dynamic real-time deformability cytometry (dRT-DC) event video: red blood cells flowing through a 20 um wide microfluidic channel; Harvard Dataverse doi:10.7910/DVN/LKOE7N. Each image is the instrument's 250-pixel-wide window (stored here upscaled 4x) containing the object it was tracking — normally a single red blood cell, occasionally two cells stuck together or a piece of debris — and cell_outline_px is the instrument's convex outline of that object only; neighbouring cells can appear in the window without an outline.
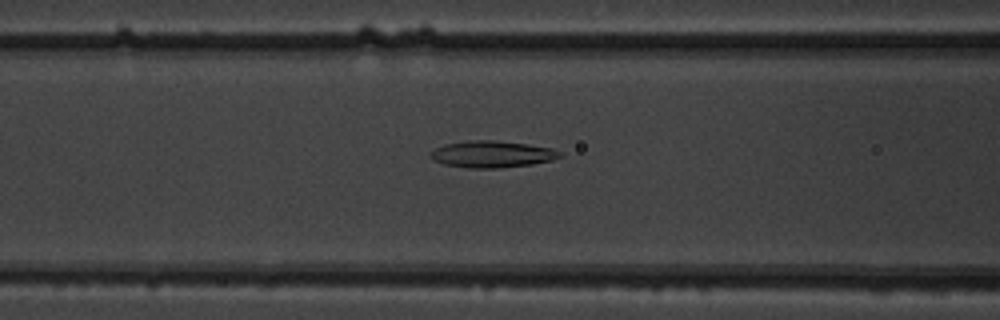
{"species": "common noctule bat (a hibernating species)", "species_latin": "Nyctalus noctula", "temperature_condition": "warm", "stored_images_in_passage": 47, "camera_frame_rate_fps": 3000, "um_per_image_px": 0.085, "animal": {"sex": "male", "body_mass_g": 19.5, "forearm_length_mm": 54.6}, "frame": {"image": 1, "passage_image": 16, "time_ms": 5.0, "image_size_px": [1000, 320], "cell_outline_px": [[564, 156], [552, 160], [532, 164], [500, 168], [468, 168], [444, 164], [432, 160], [428, 152], [444, 144], [468, 140], [496, 140], [528, 144], [552, 148], [560, 152]], "centroid_in_image_um": [41.81, 13.1], "position_along_channel_um": 124.8, "area_um2": 20.35}}
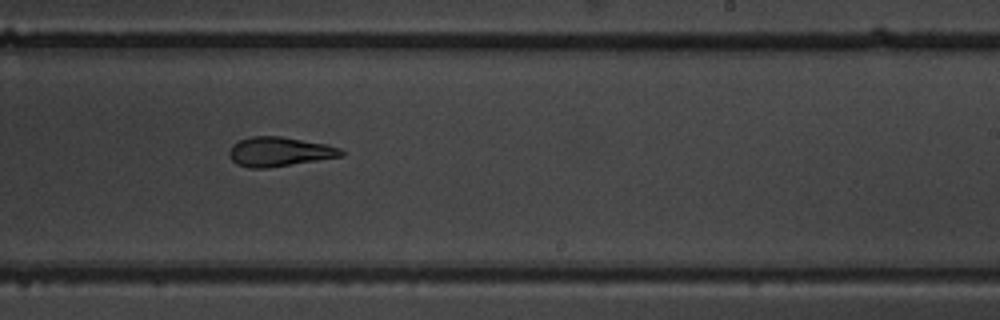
{"frame": {"image": 2, "passage_image": 27, "time_ms": 8.667, "image_size_px": [1000, 320], "cell_outline_px": [[344, 156], [268, 168], [248, 168], [236, 164], [228, 156], [228, 152], [232, 144], [240, 140], [252, 136], [280, 136], [328, 144], [340, 148], [344, 152]], "centroid_in_image_um": [23.74, 12.9], "position_along_channel_um": 265.3, "area_um2": 19.36}}
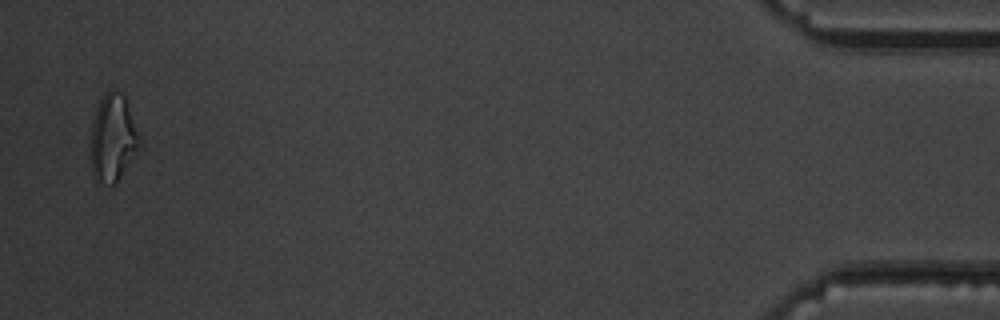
{"frame": {"image": 3, "passage_image": 46, "time_ms": 15.0, "image_size_px": [1000, 320], "cell_outline_px": [[140, 136], [136, 148], [116, 184], [112, 184], [96, 180], [92, 176], [92, 120], [96, 108], [104, 92], [112, 88], [124, 96]], "centroid_in_image_um": [9.56, 11.68], "position_along_channel_um": 425.6, "area_um2": 23.93}, "authors_computed_cell_mechanics": {"area_um2": 20.23, "velocity_mm_per_s": 3.8421, "shape_relaxation_time_tau1_ms": 6.0549, "shape_relaxation_time_tau2_ms": 1.6903, "deformation_change_tau1": 0.1832, "deformation_change_tau2": 0.0948}}